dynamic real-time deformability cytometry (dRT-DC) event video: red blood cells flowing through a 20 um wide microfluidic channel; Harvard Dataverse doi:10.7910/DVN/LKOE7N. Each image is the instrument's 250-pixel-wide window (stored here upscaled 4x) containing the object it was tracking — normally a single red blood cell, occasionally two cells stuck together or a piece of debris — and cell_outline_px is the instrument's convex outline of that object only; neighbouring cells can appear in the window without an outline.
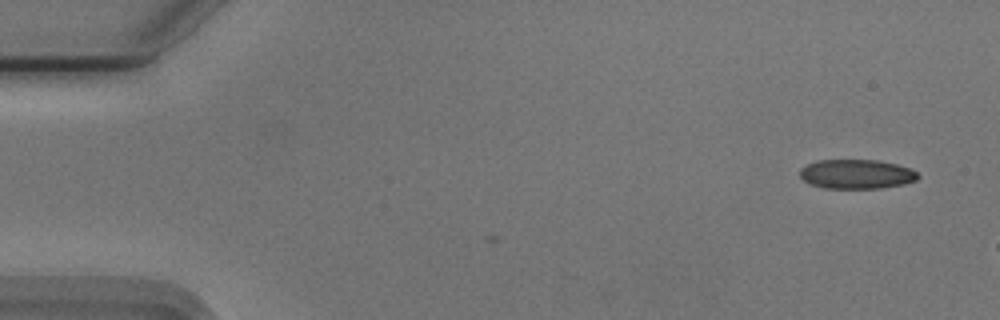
{"species": "Egyptian fruit bat (a non-hibernating species)", "species_latin": "Rousettus aegyptiacus", "temperature_condition": "cold", "stored_images_in_passage": 4, "camera_frame_rate_fps": 3000, "um_per_image_px": 0.085, "animal": {"sex": "male"}, "frame": {"image": 1, "passage_image": 4, "time_ms": 1.0, "image_size_px": [1000, 320], "cell_outline_px": [[920, 176], [916, 180], [904, 184], [880, 188], [824, 188], [812, 184], [804, 180], [800, 176], [800, 168], [816, 160], [876, 160], [896, 164], [908, 168], [916, 172]], "centroid_in_image_um": [72.79, 14.8], "position_along_channel_um": 12.2, "area_um2": 20.06}}